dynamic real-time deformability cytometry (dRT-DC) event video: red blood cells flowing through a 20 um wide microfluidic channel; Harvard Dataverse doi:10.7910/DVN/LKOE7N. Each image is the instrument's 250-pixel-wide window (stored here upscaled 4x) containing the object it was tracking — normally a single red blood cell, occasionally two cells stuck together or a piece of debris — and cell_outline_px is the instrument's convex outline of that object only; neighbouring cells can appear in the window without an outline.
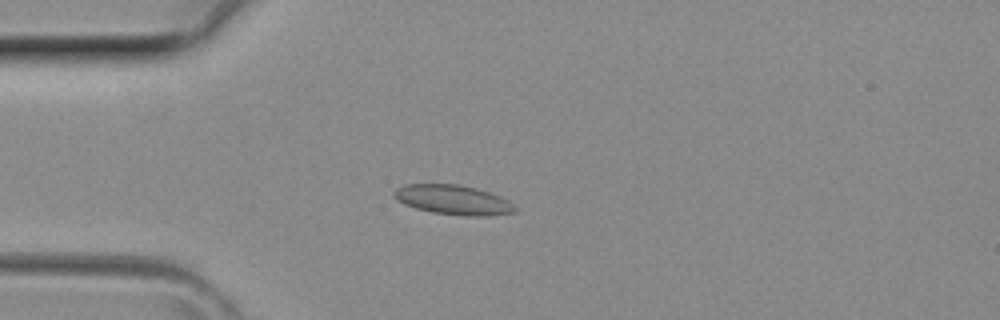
{"species": "common noctule bat (a hibernating species)", "species_latin": "Nyctalus noctula", "temperature_condition": "room temperature", "stored_images_in_passage": 3, "camera_frame_rate_fps": 3000, "um_per_image_px": 0.085, "animal": {"sex": "female", "body_mass_g": 29.2, "forearm_length_mm": 56.3}, "frame": {"image": 1, "passage_image": 3, "time_ms": 0.667, "image_size_px": [1000, 320], "cell_outline_px": [[516, 212], [488, 216], [464, 216], [432, 212], [416, 208], [404, 204], [396, 200], [392, 196], [392, 192], [396, 188], [404, 184], [460, 184], [476, 188], [488, 192], [508, 200], [516, 208]], "centroid_in_image_um": [38.47, 16.98], "position_along_channel_um": 46.5, "area_um2": 20.98}}